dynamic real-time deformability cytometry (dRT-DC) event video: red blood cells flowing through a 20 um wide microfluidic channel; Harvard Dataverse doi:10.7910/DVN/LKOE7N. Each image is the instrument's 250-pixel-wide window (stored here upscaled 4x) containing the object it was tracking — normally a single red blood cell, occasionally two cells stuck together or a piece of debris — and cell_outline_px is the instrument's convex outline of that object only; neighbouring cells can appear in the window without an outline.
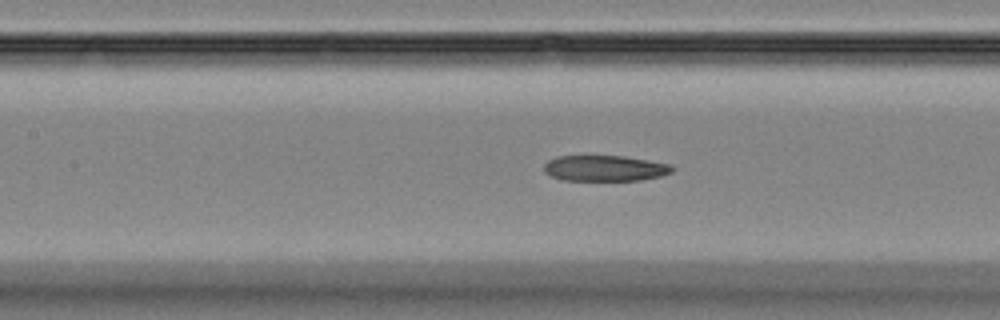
{"species": "Egyptian fruit bat (a non-hibernating species)", "species_latin": "Rousettus aegyptiacus", "temperature_condition": "room temperature", "stored_images_in_passage": 42, "camera_frame_rate_fps": 3000, "um_per_image_px": 0.085, "animal": {"sex": "female"}, "frame": {"image": 1, "passage_image": 12, "time_ms": 3.667, "image_size_px": [1000, 320], "cell_outline_px": [[676, 168], [672, 172], [660, 176], [640, 180], [564, 180], [552, 176], [544, 172], [544, 164], [548, 160], [556, 156], [624, 156], [672, 164]], "centroid_in_image_um": [51.44, 14.29], "position_along_channel_um": 156.0, "area_um2": 19.31}}
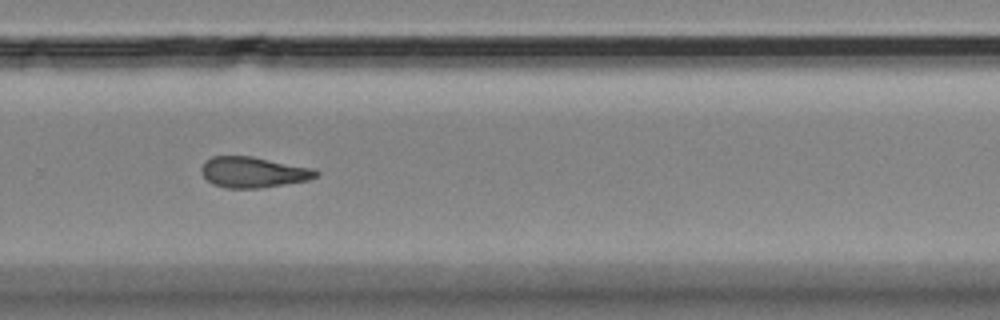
{"frame": {"image": 2, "passage_image": 24, "time_ms": 7.667, "image_size_px": [1000, 320], "cell_outline_px": [[320, 172], [316, 176], [308, 180], [260, 188], [224, 188], [212, 184], [200, 172], [200, 168], [204, 160], [212, 156], [252, 156], [316, 168]], "centroid_in_image_um": [21.52, 14.63], "position_along_channel_um": 308.3, "area_um2": 20.81}}
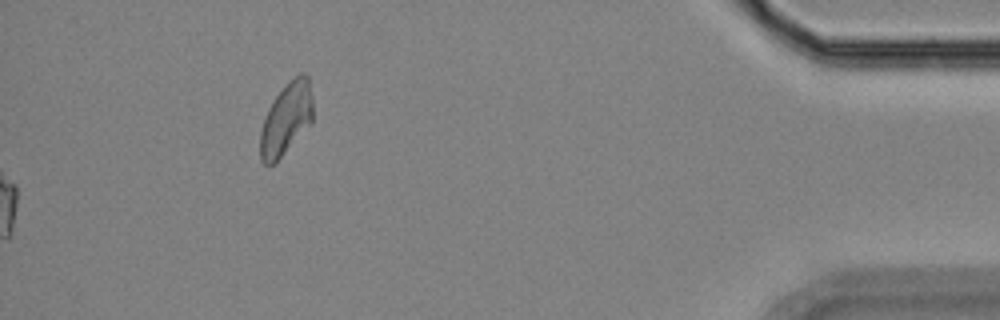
{"frame": {"image": 3, "passage_image": 42, "time_ms": 13.667, "image_size_px": [1000, 320], "cell_outline_px": [[312, 124], [272, 164], [264, 164], [260, 160], [260, 132], [264, 116], [268, 108], [284, 84], [300, 72], [304, 72], [308, 76], [312, 100]], "centroid_in_image_um": [24.33, 10.06], "position_along_channel_um": 410.9, "area_um2": 22.08}}